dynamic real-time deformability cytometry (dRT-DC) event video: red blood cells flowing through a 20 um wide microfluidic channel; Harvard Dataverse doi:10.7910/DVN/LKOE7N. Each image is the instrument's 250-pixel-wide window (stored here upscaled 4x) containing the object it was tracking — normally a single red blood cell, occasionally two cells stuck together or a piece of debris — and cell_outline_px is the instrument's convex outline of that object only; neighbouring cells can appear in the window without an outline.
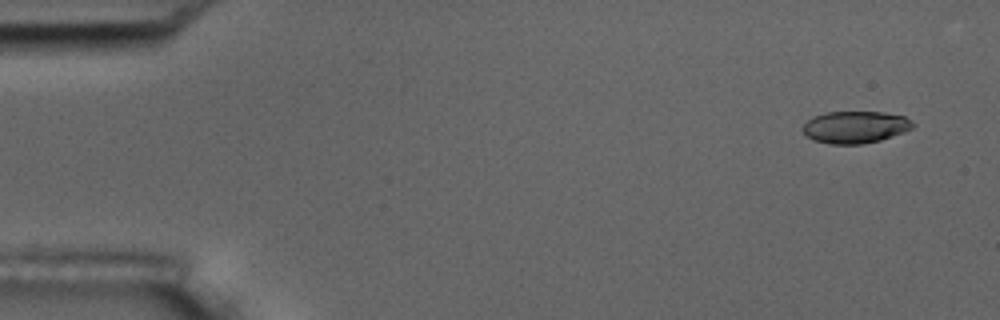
{"species": "common noctule bat (a hibernating species)", "species_latin": "Nyctalus noctula", "temperature_condition": "room temperature", "stored_images_in_passage": 5, "camera_frame_rate_fps": 3000, "um_per_image_px": 0.085, "animal": {"sex": "male", "body_mass_g": 17.5, "forearm_length_mm": 52.3}, "frame": {"image": 1, "passage_image": 1, "time_ms": 0.0, "image_size_px": [1000, 320], "cell_outline_px": [[916, 124], [912, 128], [904, 132], [880, 140], [864, 144], [828, 144], [816, 140], [808, 136], [800, 128], [812, 116], [828, 112], [884, 112], [904, 116]], "centroid_in_image_um": [72.7, 10.8], "position_along_channel_um": 12.3, "area_um2": 20.58}}
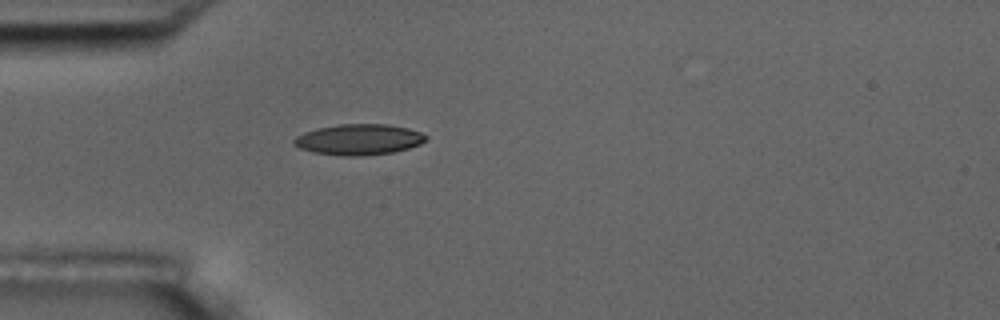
{"frame": {"image": 2, "passage_image": 5, "time_ms": 1.333, "image_size_px": [1000, 320], "cell_outline_px": [[428, 140], [420, 144], [408, 148], [392, 152], [364, 156], [340, 156], [312, 152], [300, 148], [292, 144], [292, 140], [296, 136], [304, 132], [316, 128], [340, 124], [388, 124], [408, 128], [420, 132], [428, 136]], "centroid_in_image_um": [30.48, 11.86], "position_along_channel_um": 54.5, "area_um2": 23.93}}